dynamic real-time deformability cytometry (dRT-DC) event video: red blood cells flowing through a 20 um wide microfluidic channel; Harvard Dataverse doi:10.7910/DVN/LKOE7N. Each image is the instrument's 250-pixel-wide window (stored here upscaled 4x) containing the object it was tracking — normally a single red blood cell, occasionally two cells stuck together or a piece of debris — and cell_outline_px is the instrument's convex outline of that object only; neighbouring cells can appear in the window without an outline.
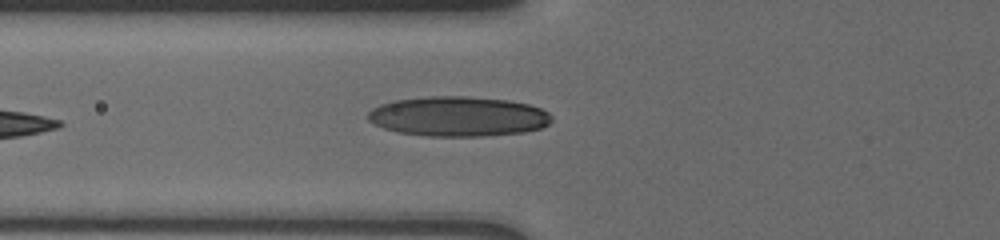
{"species": "human", "species_latin": "Homo sapiens", "temperature_condition": "cold", "stored_images_in_passage": 10, "camera_frame_rate_fps": 3000, "um_per_image_px": 0.085, "donor": {"sex": "male"}, "frame": {"image": 1, "passage_image": 10, "time_ms": 9.0, "image_size_px": [1000, 240], "cell_outline_px": [[552, 120], [548, 124], [540, 128], [524, 132], [484, 136], [428, 136], [396, 132], [384, 128], [368, 120], [368, 112], [372, 108], [380, 104], [392, 100], [428, 96], [464, 96], [508, 100], [528, 104], [540, 108], [548, 112], [552, 116]], "centroid_in_image_um": [38.93, 9.89], "position_along_channel_um": 86.9, "area_um2": 42.83}}